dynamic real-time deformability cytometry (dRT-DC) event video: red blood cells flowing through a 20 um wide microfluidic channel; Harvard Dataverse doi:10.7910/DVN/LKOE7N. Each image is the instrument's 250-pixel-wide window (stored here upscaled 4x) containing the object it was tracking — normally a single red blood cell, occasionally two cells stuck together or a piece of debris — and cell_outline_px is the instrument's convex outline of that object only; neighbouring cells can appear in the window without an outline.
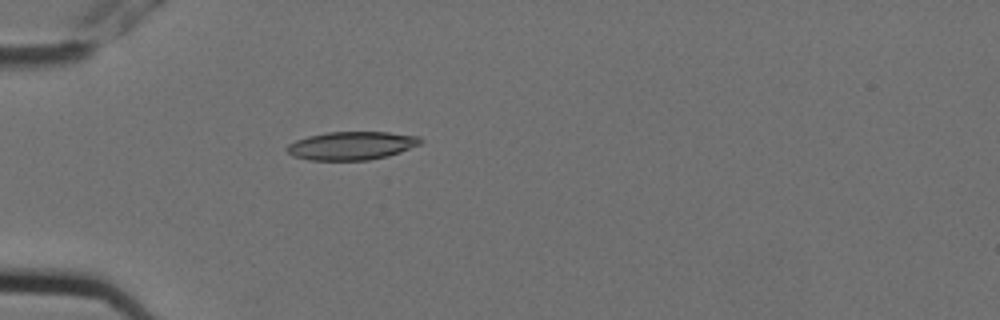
{"species": "Egyptian fruit bat (a non-hibernating species)", "species_latin": "Rousettus aegyptiacus", "temperature_condition": "cold", "stored_images_in_passage": 2, "camera_frame_rate_fps": 3000, "um_per_image_px": 0.085, "animal": {"sex": "female"}, "frame": {"image": 1, "passage_image": 2, "time_ms": 0.333, "image_size_px": [1000, 320], "cell_outline_px": [[424, 140], [420, 144], [400, 152], [388, 156], [368, 160], [308, 160], [292, 156], [284, 148], [288, 144], [296, 140], [308, 136], [328, 132], [388, 132], [420, 136]], "centroid_in_image_um": [29.88, 12.38], "position_along_channel_um": 55.1, "area_um2": 22.14}}